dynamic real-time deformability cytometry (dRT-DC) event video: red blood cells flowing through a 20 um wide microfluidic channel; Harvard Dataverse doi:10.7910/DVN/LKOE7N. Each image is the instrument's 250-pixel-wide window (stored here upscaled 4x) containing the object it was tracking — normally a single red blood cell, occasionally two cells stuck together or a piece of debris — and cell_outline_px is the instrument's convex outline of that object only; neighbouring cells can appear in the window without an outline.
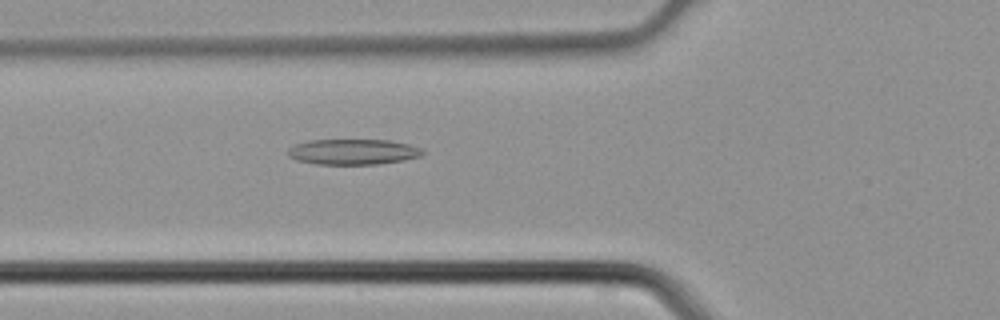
{"species": "common noctule bat (a hibernating species)", "species_latin": "Nyctalus noctula", "temperature_condition": "cold", "stored_images_in_passage": 5, "camera_frame_rate_fps": 3000, "um_per_image_px": 0.085, "animal": {"sex": "male", "body_mass_g": 21.5, "forearm_length_mm": 52.0}, "frame": {"image": 1, "passage_image": 5, "time_ms": 1.333, "image_size_px": [1000, 320], "cell_outline_px": [[424, 152], [420, 156], [404, 160], [376, 164], [316, 164], [296, 160], [288, 156], [288, 148], [296, 144], [308, 140], [388, 140], [408, 144], [420, 148]], "centroid_in_image_um": [29.97, 12.9], "position_along_channel_um": 95.8, "area_um2": 19.94}}